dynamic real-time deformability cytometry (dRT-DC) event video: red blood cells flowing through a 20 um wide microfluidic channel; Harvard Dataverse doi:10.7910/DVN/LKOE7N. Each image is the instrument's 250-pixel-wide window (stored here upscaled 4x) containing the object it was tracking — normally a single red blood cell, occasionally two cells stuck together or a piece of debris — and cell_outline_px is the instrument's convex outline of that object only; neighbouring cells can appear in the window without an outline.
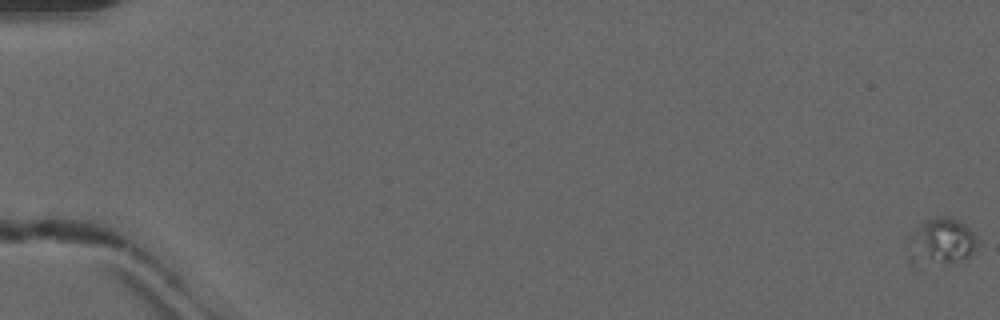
{"species": "common noctule bat (a hibernating species)", "species_latin": "Nyctalus noctula", "temperature_condition": "warm", "stored_images_in_passage": 55, "camera_frame_rate_fps": 3000, "um_per_image_px": 0.085, "animal": {"sex": "male", "forearm_length_mm": 52.5}, "frame": {"image": 1, "passage_image": 1, "time_ms": 0.0, "image_size_px": [1000, 320], "cell_outline_px": [[976, 244], [972, 252], [964, 260], [948, 264], [944, 264], [908, 240], [908, 236], [924, 220], [936, 216], [948, 216], [964, 224], [976, 236]], "centroid_in_image_um": [80.26, 20.33], "position_along_channel_um": 4.7, "area_um2": 16.07}}
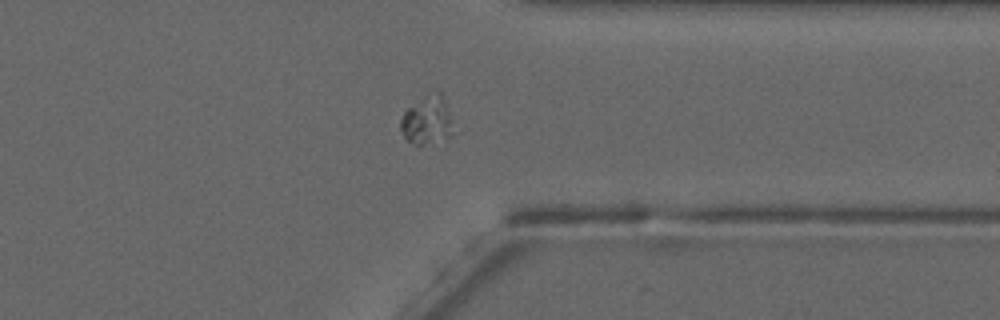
{"frame": {"image": 2, "passage_image": 43, "time_ms": 14.0, "image_size_px": [1000, 320], "cell_outline_px": [[448, 136], [420, 144], [416, 144], [404, 140], [400, 128], [400, 120], [404, 112], [408, 108], [440, 92], [444, 100], [448, 120]], "centroid_in_image_um": [36.16, 10.28], "position_along_channel_um": 375.2, "area_um2": 13.06}}